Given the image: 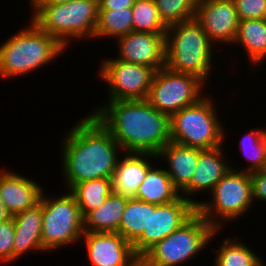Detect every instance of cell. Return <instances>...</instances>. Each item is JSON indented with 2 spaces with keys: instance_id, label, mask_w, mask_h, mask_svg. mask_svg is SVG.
Returning a JSON list of instances; mask_svg holds the SVG:
<instances>
[{
  "instance_id": "obj_1",
  "label": "cell",
  "mask_w": 266,
  "mask_h": 266,
  "mask_svg": "<svg viewBox=\"0 0 266 266\" xmlns=\"http://www.w3.org/2000/svg\"><path fill=\"white\" fill-rule=\"evenodd\" d=\"M82 118L65 133L59 145L66 191L85 181L112 178L120 154H124L94 114Z\"/></svg>"
},
{
  "instance_id": "obj_2",
  "label": "cell",
  "mask_w": 266,
  "mask_h": 266,
  "mask_svg": "<svg viewBox=\"0 0 266 266\" xmlns=\"http://www.w3.org/2000/svg\"><path fill=\"white\" fill-rule=\"evenodd\" d=\"M90 113L110 131L125 153L157 155L171 141L170 117L146 99L107 101Z\"/></svg>"
},
{
  "instance_id": "obj_3",
  "label": "cell",
  "mask_w": 266,
  "mask_h": 266,
  "mask_svg": "<svg viewBox=\"0 0 266 266\" xmlns=\"http://www.w3.org/2000/svg\"><path fill=\"white\" fill-rule=\"evenodd\" d=\"M29 24L0 44V77L3 79L37 71L67 50L57 38L41 30L32 20Z\"/></svg>"
},
{
  "instance_id": "obj_4",
  "label": "cell",
  "mask_w": 266,
  "mask_h": 266,
  "mask_svg": "<svg viewBox=\"0 0 266 266\" xmlns=\"http://www.w3.org/2000/svg\"><path fill=\"white\" fill-rule=\"evenodd\" d=\"M213 48L217 47L194 18L173 24L165 34V66L174 72L195 75L207 84L214 69Z\"/></svg>"
},
{
  "instance_id": "obj_5",
  "label": "cell",
  "mask_w": 266,
  "mask_h": 266,
  "mask_svg": "<svg viewBox=\"0 0 266 266\" xmlns=\"http://www.w3.org/2000/svg\"><path fill=\"white\" fill-rule=\"evenodd\" d=\"M31 7L34 13L30 20L66 48L71 47L69 42L73 39L94 38L99 17L98 0H70L62 4Z\"/></svg>"
},
{
  "instance_id": "obj_6",
  "label": "cell",
  "mask_w": 266,
  "mask_h": 266,
  "mask_svg": "<svg viewBox=\"0 0 266 266\" xmlns=\"http://www.w3.org/2000/svg\"><path fill=\"white\" fill-rule=\"evenodd\" d=\"M205 94L198 102L170 117L171 142L201 150L224 145L225 128L217 116L219 112L212 97Z\"/></svg>"
},
{
  "instance_id": "obj_7",
  "label": "cell",
  "mask_w": 266,
  "mask_h": 266,
  "mask_svg": "<svg viewBox=\"0 0 266 266\" xmlns=\"http://www.w3.org/2000/svg\"><path fill=\"white\" fill-rule=\"evenodd\" d=\"M197 211L176 231L157 242L141 258L140 266H177L205 250L218 235Z\"/></svg>"
},
{
  "instance_id": "obj_8",
  "label": "cell",
  "mask_w": 266,
  "mask_h": 266,
  "mask_svg": "<svg viewBox=\"0 0 266 266\" xmlns=\"http://www.w3.org/2000/svg\"><path fill=\"white\" fill-rule=\"evenodd\" d=\"M231 168L209 194L212 196L210 201H200L196 207L197 212L215 230L221 231L224 222H235L253 207L250 173L238 171L232 165Z\"/></svg>"
},
{
  "instance_id": "obj_9",
  "label": "cell",
  "mask_w": 266,
  "mask_h": 266,
  "mask_svg": "<svg viewBox=\"0 0 266 266\" xmlns=\"http://www.w3.org/2000/svg\"><path fill=\"white\" fill-rule=\"evenodd\" d=\"M42 192V247L47 251L77 243L84 233V218L75 197L68 191L61 196ZM79 240V241H78Z\"/></svg>"
},
{
  "instance_id": "obj_10",
  "label": "cell",
  "mask_w": 266,
  "mask_h": 266,
  "mask_svg": "<svg viewBox=\"0 0 266 266\" xmlns=\"http://www.w3.org/2000/svg\"><path fill=\"white\" fill-rule=\"evenodd\" d=\"M204 86L206 83L197 76L174 72L165 66L155 71L146 100L171 117L203 98Z\"/></svg>"
},
{
  "instance_id": "obj_11",
  "label": "cell",
  "mask_w": 266,
  "mask_h": 266,
  "mask_svg": "<svg viewBox=\"0 0 266 266\" xmlns=\"http://www.w3.org/2000/svg\"><path fill=\"white\" fill-rule=\"evenodd\" d=\"M101 62L98 77L109 88L108 101L147 99L155 73L153 68L110 57Z\"/></svg>"
},
{
  "instance_id": "obj_12",
  "label": "cell",
  "mask_w": 266,
  "mask_h": 266,
  "mask_svg": "<svg viewBox=\"0 0 266 266\" xmlns=\"http://www.w3.org/2000/svg\"><path fill=\"white\" fill-rule=\"evenodd\" d=\"M196 211V206L182 196L164 205L149 203L148 233H142L132 243L134 253L141 258L157 242L176 231Z\"/></svg>"
},
{
  "instance_id": "obj_13",
  "label": "cell",
  "mask_w": 266,
  "mask_h": 266,
  "mask_svg": "<svg viewBox=\"0 0 266 266\" xmlns=\"http://www.w3.org/2000/svg\"><path fill=\"white\" fill-rule=\"evenodd\" d=\"M194 19L215 46L234 43L239 18L233 0H198Z\"/></svg>"
},
{
  "instance_id": "obj_14",
  "label": "cell",
  "mask_w": 266,
  "mask_h": 266,
  "mask_svg": "<svg viewBox=\"0 0 266 266\" xmlns=\"http://www.w3.org/2000/svg\"><path fill=\"white\" fill-rule=\"evenodd\" d=\"M81 240L92 266H140L132 244L119 233L84 232Z\"/></svg>"
},
{
  "instance_id": "obj_15",
  "label": "cell",
  "mask_w": 266,
  "mask_h": 266,
  "mask_svg": "<svg viewBox=\"0 0 266 266\" xmlns=\"http://www.w3.org/2000/svg\"><path fill=\"white\" fill-rule=\"evenodd\" d=\"M165 34L131 32L121 36L116 39L119 54L114 58L151 67L157 71L166 64Z\"/></svg>"
},
{
  "instance_id": "obj_16",
  "label": "cell",
  "mask_w": 266,
  "mask_h": 266,
  "mask_svg": "<svg viewBox=\"0 0 266 266\" xmlns=\"http://www.w3.org/2000/svg\"><path fill=\"white\" fill-rule=\"evenodd\" d=\"M223 150V151H222ZM224 146L202 150L199 153L198 165L191 183L180 193L196 207L200 204L194 194L211 193L215 185L232 169L228 160L225 161ZM192 198H191V197ZM195 199V200H194Z\"/></svg>"
},
{
  "instance_id": "obj_17",
  "label": "cell",
  "mask_w": 266,
  "mask_h": 266,
  "mask_svg": "<svg viewBox=\"0 0 266 266\" xmlns=\"http://www.w3.org/2000/svg\"><path fill=\"white\" fill-rule=\"evenodd\" d=\"M43 190L33 179L9 170L0 171V197L11 216L38 204Z\"/></svg>"
},
{
  "instance_id": "obj_18",
  "label": "cell",
  "mask_w": 266,
  "mask_h": 266,
  "mask_svg": "<svg viewBox=\"0 0 266 266\" xmlns=\"http://www.w3.org/2000/svg\"><path fill=\"white\" fill-rule=\"evenodd\" d=\"M122 157L118 159L116 169L112 175L113 192L133 198L138 187L146 178L148 170L155 164L150 162L153 161V158L157 160L158 157L151 153L125 154V152Z\"/></svg>"
},
{
  "instance_id": "obj_19",
  "label": "cell",
  "mask_w": 266,
  "mask_h": 266,
  "mask_svg": "<svg viewBox=\"0 0 266 266\" xmlns=\"http://www.w3.org/2000/svg\"><path fill=\"white\" fill-rule=\"evenodd\" d=\"M14 220L13 261L30 251L42 252V202L34 207L11 216Z\"/></svg>"
},
{
  "instance_id": "obj_20",
  "label": "cell",
  "mask_w": 266,
  "mask_h": 266,
  "mask_svg": "<svg viewBox=\"0 0 266 266\" xmlns=\"http://www.w3.org/2000/svg\"><path fill=\"white\" fill-rule=\"evenodd\" d=\"M201 151L170 141L158 152V160L161 157L166 161L165 170L180 193L191 183Z\"/></svg>"
},
{
  "instance_id": "obj_21",
  "label": "cell",
  "mask_w": 266,
  "mask_h": 266,
  "mask_svg": "<svg viewBox=\"0 0 266 266\" xmlns=\"http://www.w3.org/2000/svg\"><path fill=\"white\" fill-rule=\"evenodd\" d=\"M129 198L112 192L97 209L84 217V232L119 233L120 222Z\"/></svg>"
},
{
  "instance_id": "obj_22",
  "label": "cell",
  "mask_w": 266,
  "mask_h": 266,
  "mask_svg": "<svg viewBox=\"0 0 266 266\" xmlns=\"http://www.w3.org/2000/svg\"><path fill=\"white\" fill-rule=\"evenodd\" d=\"M180 196V192L174 187L166 170L153 165L138 187L134 198L156 205H164L177 200Z\"/></svg>"
},
{
  "instance_id": "obj_23",
  "label": "cell",
  "mask_w": 266,
  "mask_h": 266,
  "mask_svg": "<svg viewBox=\"0 0 266 266\" xmlns=\"http://www.w3.org/2000/svg\"><path fill=\"white\" fill-rule=\"evenodd\" d=\"M254 68L266 60V18L239 20L236 39Z\"/></svg>"
},
{
  "instance_id": "obj_24",
  "label": "cell",
  "mask_w": 266,
  "mask_h": 266,
  "mask_svg": "<svg viewBox=\"0 0 266 266\" xmlns=\"http://www.w3.org/2000/svg\"><path fill=\"white\" fill-rule=\"evenodd\" d=\"M69 192L75 197L83 218L99 208L113 192L112 178H99L75 184Z\"/></svg>"
},
{
  "instance_id": "obj_25",
  "label": "cell",
  "mask_w": 266,
  "mask_h": 266,
  "mask_svg": "<svg viewBox=\"0 0 266 266\" xmlns=\"http://www.w3.org/2000/svg\"><path fill=\"white\" fill-rule=\"evenodd\" d=\"M149 203L129 198L122 216L119 234L131 244L142 234L148 233Z\"/></svg>"
},
{
  "instance_id": "obj_26",
  "label": "cell",
  "mask_w": 266,
  "mask_h": 266,
  "mask_svg": "<svg viewBox=\"0 0 266 266\" xmlns=\"http://www.w3.org/2000/svg\"><path fill=\"white\" fill-rule=\"evenodd\" d=\"M133 32L132 8L99 10L94 40L110 37L117 39Z\"/></svg>"
},
{
  "instance_id": "obj_27",
  "label": "cell",
  "mask_w": 266,
  "mask_h": 266,
  "mask_svg": "<svg viewBox=\"0 0 266 266\" xmlns=\"http://www.w3.org/2000/svg\"><path fill=\"white\" fill-rule=\"evenodd\" d=\"M221 244L219 249H211L216 253L215 266H253L260 259L239 237H227Z\"/></svg>"
},
{
  "instance_id": "obj_28",
  "label": "cell",
  "mask_w": 266,
  "mask_h": 266,
  "mask_svg": "<svg viewBox=\"0 0 266 266\" xmlns=\"http://www.w3.org/2000/svg\"><path fill=\"white\" fill-rule=\"evenodd\" d=\"M266 128H255L251 132H247L240 140L238 146L245 159L248 161L247 166L240 170L252 173L264 169L266 163V143L264 134Z\"/></svg>"
},
{
  "instance_id": "obj_29",
  "label": "cell",
  "mask_w": 266,
  "mask_h": 266,
  "mask_svg": "<svg viewBox=\"0 0 266 266\" xmlns=\"http://www.w3.org/2000/svg\"><path fill=\"white\" fill-rule=\"evenodd\" d=\"M132 8L133 32L166 33L154 0H135Z\"/></svg>"
},
{
  "instance_id": "obj_30",
  "label": "cell",
  "mask_w": 266,
  "mask_h": 266,
  "mask_svg": "<svg viewBox=\"0 0 266 266\" xmlns=\"http://www.w3.org/2000/svg\"><path fill=\"white\" fill-rule=\"evenodd\" d=\"M159 16L168 27L195 17L198 0H154Z\"/></svg>"
},
{
  "instance_id": "obj_31",
  "label": "cell",
  "mask_w": 266,
  "mask_h": 266,
  "mask_svg": "<svg viewBox=\"0 0 266 266\" xmlns=\"http://www.w3.org/2000/svg\"><path fill=\"white\" fill-rule=\"evenodd\" d=\"M14 220L11 217L0 224V262H13Z\"/></svg>"
},
{
  "instance_id": "obj_32",
  "label": "cell",
  "mask_w": 266,
  "mask_h": 266,
  "mask_svg": "<svg viewBox=\"0 0 266 266\" xmlns=\"http://www.w3.org/2000/svg\"><path fill=\"white\" fill-rule=\"evenodd\" d=\"M239 20L265 19L266 0H233Z\"/></svg>"
},
{
  "instance_id": "obj_33",
  "label": "cell",
  "mask_w": 266,
  "mask_h": 266,
  "mask_svg": "<svg viewBox=\"0 0 266 266\" xmlns=\"http://www.w3.org/2000/svg\"><path fill=\"white\" fill-rule=\"evenodd\" d=\"M253 201H266V172L262 169L250 173Z\"/></svg>"
},
{
  "instance_id": "obj_34",
  "label": "cell",
  "mask_w": 266,
  "mask_h": 266,
  "mask_svg": "<svg viewBox=\"0 0 266 266\" xmlns=\"http://www.w3.org/2000/svg\"><path fill=\"white\" fill-rule=\"evenodd\" d=\"M98 2L99 10H115L132 7L135 0H98Z\"/></svg>"
},
{
  "instance_id": "obj_35",
  "label": "cell",
  "mask_w": 266,
  "mask_h": 266,
  "mask_svg": "<svg viewBox=\"0 0 266 266\" xmlns=\"http://www.w3.org/2000/svg\"><path fill=\"white\" fill-rule=\"evenodd\" d=\"M70 0H30V5H53L62 4Z\"/></svg>"
},
{
  "instance_id": "obj_36",
  "label": "cell",
  "mask_w": 266,
  "mask_h": 266,
  "mask_svg": "<svg viewBox=\"0 0 266 266\" xmlns=\"http://www.w3.org/2000/svg\"><path fill=\"white\" fill-rule=\"evenodd\" d=\"M11 218V215L6 211L3 201L0 197V224Z\"/></svg>"
},
{
  "instance_id": "obj_37",
  "label": "cell",
  "mask_w": 266,
  "mask_h": 266,
  "mask_svg": "<svg viewBox=\"0 0 266 266\" xmlns=\"http://www.w3.org/2000/svg\"><path fill=\"white\" fill-rule=\"evenodd\" d=\"M264 262L262 261V258H260L253 266H264Z\"/></svg>"
},
{
  "instance_id": "obj_38",
  "label": "cell",
  "mask_w": 266,
  "mask_h": 266,
  "mask_svg": "<svg viewBox=\"0 0 266 266\" xmlns=\"http://www.w3.org/2000/svg\"><path fill=\"white\" fill-rule=\"evenodd\" d=\"M264 141L266 143V131H265V134H264Z\"/></svg>"
}]
</instances>
